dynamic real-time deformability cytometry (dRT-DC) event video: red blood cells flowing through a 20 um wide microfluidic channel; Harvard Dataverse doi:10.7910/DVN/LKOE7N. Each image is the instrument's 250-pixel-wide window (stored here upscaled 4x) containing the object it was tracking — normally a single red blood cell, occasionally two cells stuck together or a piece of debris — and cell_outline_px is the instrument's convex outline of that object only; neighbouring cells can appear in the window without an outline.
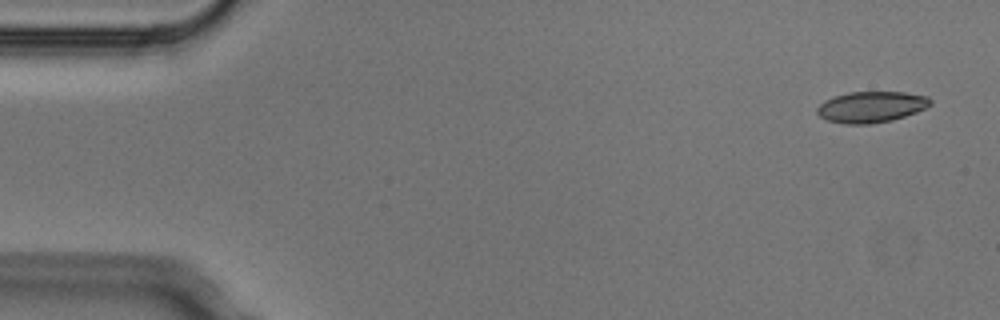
{"species": "Egyptian fruit bat (a non-hibernating species)", "species_latin": "Rousettus aegyptiacus", "temperature_condition": "cold", "stored_images_in_passage": 5, "camera_frame_rate_fps": 3000, "um_per_image_px": 0.085, "animal": {"sex": "male"}, "frame": {"image": 1, "passage_image": 1, "time_ms": 0.0, "image_size_px": [1000, 320], "cell_outline_px": [[932, 104], [916, 112], [892, 120], [872, 124], [844, 124], [828, 120], [820, 116], [816, 112], [816, 108], [824, 100], [848, 92], [904, 92], [928, 96], [932, 100]], "centroid_in_image_um": [74.05, 9.09], "position_along_channel_um": 10.9, "area_um2": 20.52}}
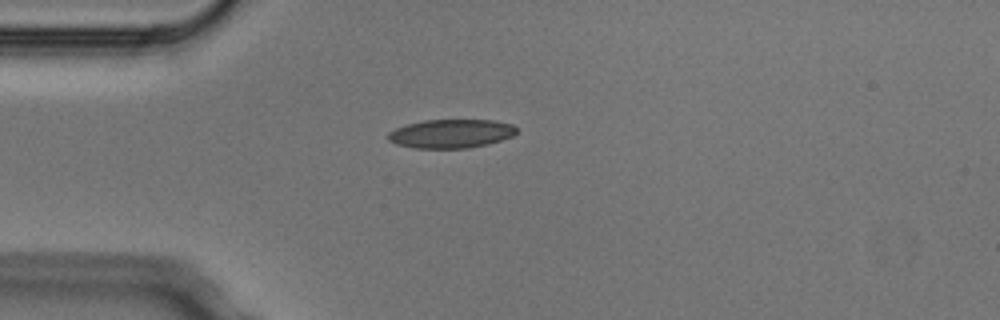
{"frame": {"image": 2, "passage_image": 4, "time_ms": 1.0, "image_size_px": [1000, 320], "cell_outline_px": [[520, 128], [512, 136], [488, 144], [468, 148], [412, 148], [396, 144], [388, 140], [388, 132], [396, 128], [408, 124], [424, 120], [492, 120], [512, 124]], "centroid_in_image_um": [38.35, 11.36], "position_along_channel_um": 46.7, "area_um2": 21.56}}